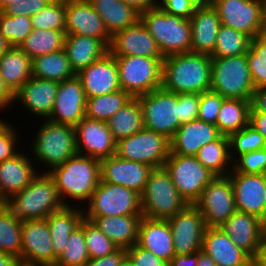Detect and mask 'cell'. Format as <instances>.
Instances as JSON below:
<instances>
[{
    "label": "cell",
    "mask_w": 266,
    "mask_h": 266,
    "mask_svg": "<svg viewBox=\"0 0 266 266\" xmlns=\"http://www.w3.org/2000/svg\"><path fill=\"white\" fill-rule=\"evenodd\" d=\"M211 63L210 55L191 51L164 57L161 87L176 94L210 90Z\"/></svg>",
    "instance_id": "1"
},
{
    "label": "cell",
    "mask_w": 266,
    "mask_h": 266,
    "mask_svg": "<svg viewBox=\"0 0 266 266\" xmlns=\"http://www.w3.org/2000/svg\"><path fill=\"white\" fill-rule=\"evenodd\" d=\"M45 172L53 179L65 206H73L65 198L89 202L101 181L100 160L79 154Z\"/></svg>",
    "instance_id": "2"
},
{
    "label": "cell",
    "mask_w": 266,
    "mask_h": 266,
    "mask_svg": "<svg viewBox=\"0 0 266 266\" xmlns=\"http://www.w3.org/2000/svg\"><path fill=\"white\" fill-rule=\"evenodd\" d=\"M41 173L22 191L5 201V205L21 221L45 219L65 207L51 176L47 172Z\"/></svg>",
    "instance_id": "3"
},
{
    "label": "cell",
    "mask_w": 266,
    "mask_h": 266,
    "mask_svg": "<svg viewBox=\"0 0 266 266\" xmlns=\"http://www.w3.org/2000/svg\"><path fill=\"white\" fill-rule=\"evenodd\" d=\"M140 21L156 40L163 57L190 52V19L167 14L156 7L141 12Z\"/></svg>",
    "instance_id": "4"
},
{
    "label": "cell",
    "mask_w": 266,
    "mask_h": 266,
    "mask_svg": "<svg viewBox=\"0 0 266 266\" xmlns=\"http://www.w3.org/2000/svg\"><path fill=\"white\" fill-rule=\"evenodd\" d=\"M31 143L32 156L48 165V171L77 154L75 127L49 119H44Z\"/></svg>",
    "instance_id": "5"
},
{
    "label": "cell",
    "mask_w": 266,
    "mask_h": 266,
    "mask_svg": "<svg viewBox=\"0 0 266 266\" xmlns=\"http://www.w3.org/2000/svg\"><path fill=\"white\" fill-rule=\"evenodd\" d=\"M187 205L165 167L154 168L141 194L142 216L168 220Z\"/></svg>",
    "instance_id": "6"
},
{
    "label": "cell",
    "mask_w": 266,
    "mask_h": 266,
    "mask_svg": "<svg viewBox=\"0 0 266 266\" xmlns=\"http://www.w3.org/2000/svg\"><path fill=\"white\" fill-rule=\"evenodd\" d=\"M247 62V54L212 57L211 87L224 98L251 101L255 91Z\"/></svg>",
    "instance_id": "7"
},
{
    "label": "cell",
    "mask_w": 266,
    "mask_h": 266,
    "mask_svg": "<svg viewBox=\"0 0 266 266\" xmlns=\"http://www.w3.org/2000/svg\"><path fill=\"white\" fill-rule=\"evenodd\" d=\"M163 59L142 56L115 57L121 89L136 98L161 88Z\"/></svg>",
    "instance_id": "8"
},
{
    "label": "cell",
    "mask_w": 266,
    "mask_h": 266,
    "mask_svg": "<svg viewBox=\"0 0 266 266\" xmlns=\"http://www.w3.org/2000/svg\"><path fill=\"white\" fill-rule=\"evenodd\" d=\"M87 203L84 217L142 215L141 195L121 185L100 181Z\"/></svg>",
    "instance_id": "9"
},
{
    "label": "cell",
    "mask_w": 266,
    "mask_h": 266,
    "mask_svg": "<svg viewBox=\"0 0 266 266\" xmlns=\"http://www.w3.org/2000/svg\"><path fill=\"white\" fill-rule=\"evenodd\" d=\"M164 167L188 205H194L202 190L216 177L196 156L191 155L170 153Z\"/></svg>",
    "instance_id": "10"
},
{
    "label": "cell",
    "mask_w": 266,
    "mask_h": 266,
    "mask_svg": "<svg viewBox=\"0 0 266 266\" xmlns=\"http://www.w3.org/2000/svg\"><path fill=\"white\" fill-rule=\"evenodd\" d=\"M136 98L142 108L144 128L171 139L181 125L178 94L161 87Z\"/></svg>",
    "instance_id": "11"
},
{
    "label": "cell",
    "mask_w": 266,
    "mask_h": 266,
    "mask_svg": "<svg viewBox=\"0 0 266 266\" xmlns=\"http://www.w3.org/2000/svg\"><path fill=\"white\" fill-rule=\"evenodd\" d=\"M115 154L122 159L145 163L153 168L164 167L170 154V139L143 128L130 137L118 140Z\"/></svg>",
    "instance_id": "12"
},
{
    "label": "cell",
    "mask_w": 266,
    "mask_h": 266,
    "mask_svg": "<svg viewBox=\"0 0 266 266\" xmlns=\"http://www.w3.org/2000/svg\"><path fill=\"white\" fill-rule=\"evenodd\" d=\"M194 205L201 212L206 227H220L237 211L230 177L216 176Z\"/></svg>",
    "instance_id": "13"
},
{
    "label": "cell",
    "mask_w": 266,
    "mask_h": 266,
    "mask_svg": "<svg viewBox=\"0 0 266 266\" xmlns=\"http://www.w3.org/2000/svg\"><path fill=\"white\" fill-rule=\"evenodd\" d=\"M221 24L255 38L262 29L264 0H210Z\"/></svg>",
    "instance_id": "14"
},
{
    "label": "cell",
    "mask_w": 266,
    "mask_h": 266,
    "mask_svg": "<svg viewBox=\"0 0 266 266\" xmlns=\"http://www.w3.org/2000/svg\"><path fill=\"white\" fill-rule=\"evenodd\" d=\"M21 263L55 266V254L46 218L22 221Z\"/></svg>",
    "instance_id": "15"
},
{
    "label": "cell",
    "mask_w": 266,
    "mask_h": 266,
    "mask_svg": "<svg viewBox=\"0 0 266 266\" xmlns=\"http://www.w3.org/2000/svg\"><path fill=\"white\" fill-rule=\"evenodd\" d=\"M175 255H187L202 250L206 229L204 218L195 205H187L168 219Z\"/></svg>",
    "instance_id": "16"
},
{
    "label": "cell",
    "mask_w": 266,
    "mask_h": 266,
    "mask_svg": "<svg viewBox=\"0 0 266 266\" xmlns=\"http://www.w3.org/2000/svg\"><path fill=\"white\" fill-rule=\"evenodd\" d=\"M65 34L94 37L108 48L111 36L103 20L88 0H65Z\"/></svg>",
    "instance_id": "17"
},
{
    "label": "cell",
    "mask_w": 266,
    "mask_h": 266,
    "mask_svg": "<svg viewBox=\"0 0 266 266\" xmlns=\"http://www.w3.org/2000/svg\"><path fill=\"white\" fill-rule=\"evenodd\" d=\"M74 127L77 154L99 160L115 155L116 141L106 122L84 117Z\"/></svg>",
    "instance_id": "18"
},
{
    "label": "cell",
    "mask_w": 266,
    "mask_h": 266,
    "mask_svg": "<svg viewBox=\"0 0 266 266\" xmlns=\"http://www.w3.org/2000/svg\"><path fill=\"white\" fill-rule=\"evenodd\" d=\"M153 169L148 164L125 160L116 154L100 159L102 182L121 185L136 191L140 195L144 191L149 175Z\"/></svg>",
    "instance_id": "19"
},
{
    "label": "cell",
    "mask_w": 266,
    "mask_h": 266,
    "mask_svg": "<svg viewBox=\"0 0 266 266\" xmlns=\"http://www.w3.org/2000/svg\"><path fill=\"white\" fill-rule=\"evenodd\" d=\"M236 209L261 219L266 224L265 180L266 174L230 172Z\"/></svg>",
    "instance_id": "20"
},
{
    "label": "cell",
    "mask_w": 266,
    "mask_h": 266,
    "mask_svg": "<svg viewBox=\"0 0 266 266\" xmlns=\"http://www.w3.org/2000/svg\"><path fill=\"white\" fill-rule=\"evenodd\" d=\"M264 225L258 217L237 210L220 228L254 259L264 247Z\"/></svg>",
    "instance_id": "21"
},
{
    "label": "cell",
    "mask_w": 266,
    "mask_h": 266,
    "mask_svg": "<svg viewBox=\"0 0 266 266\" xmlns=\"http://www.w3.org/2000/svg\"><path fill=\"white\" fill-rule=\"evenodd\" d=\"M86 98L106 95L121 90L115 57L106 53L102 58L79 71Z\"/></svg>",
    "instance_id": "22"
},
{
    "label": "cell",
    "mask_w": 266,
    "mask_h": 266,
    "mask_svg": "<svg viewBox=\"0 0 266 266\" xmlns=\"http://www.w3.org/2000/svg\"><path fill=\"white\" fill-rule=\"evenodd\" d=\"M109 52L114 57L142 56L164 58L156 40L140 20L134 26L120 30L111 36Z\"/></svg>",
    "instance_id": "23"
},
{
    "label": "cell",
    "mask_w": 266,
    "mask_h": 266,
    "mask_svg": "<svg viewBox=\"0 0 266 266\" xmlns=\"http://www.w3.org/2000/svg\"><path fill=\"white\" fill-rule=\"evenodd\" d=\"M86 96L80 79L73 78L59 83L49 120L75 126L85 117Z\"/></svg>",
    "instance_id": "24"
},
{
    "label": "cell",
    "mask_w": 266,
    "mask_h": 266,
    "mask_svg": "<svg viewBox=\"0 0 266 266\" xmlns=\"http://www.w3.org/2000/svg\"><path fill=\"white\" fill-rule=\"evenodd\" d=\"M190 51L211 55L215 48L221 21L217 10L210 2L202 1L190 17Z\"/></svg>",
    "instance_id": "25"
},
{
    "label": "cell",
    "mask_w": 266,
    "mask_h": 266,
    "mask_svg": "<svg viewBox=\"0 0 266 266\" xmlns=\"http://www.w3.org/2000/svg\"><path fill=\"white\" fill-rule=\"evenodd\" d=\"M202 251L209 255L217 266H253V259L220 227H206Z\"/></svg>",
    "instance_id": "26"
},
{
    "label": "cell",
    "mask_w": 266,
    "mask_h": 266,
    "mask_svg": "<svg viewBox=\"0 0 266 266\" xmlns=\"http://www.w3.org/2000/svg\"><path fill=\"white\" fill-rule=\"evenodd\" d=\"M59 82L31 77L15 94L20 103L37 117L48 119L53 110Z\"/></svg>",
    "instance_id": "27"
},
{
    "label": "cell",
    "mask_w": 266,
    "mask_h": 266,
    "mask_svg": "<svg viewBox=\"0 0 266 266\" xmlns=\"http://www.w3.org/2000/svg\"><path fill=\"white\" fill-rule=\"evenodd\" d=\"M221 136L216 125L199 118L181 124L170 139V153L195 156L207 143L214 142Z\"/></svg>",
    "instance_id": "28"
},
{
    "label": "cell",
    "mask_w": 266,
    "mask_h": 266,
    "mask_svg": "<svg viewBox=\"0 0 266 266\" xmlns=\"http://www.w3.org/2000/svg\"><path fill=\"white\" fill-rule=\"evenodd\" d=\"M137 244L168 264L175 256L173 235L168 220L142 216Z\"/></svg>",
    "instance_id": "29"
},
{
    "label": "cell",
    "mask_w": 266,
    "mask_h": 266,
    "mask_svg": "<svg viewBox=\"0 0 266 266\" xmlns=\"http://www.w3.org/2000/svg\"><path fill=\"white\" fill-rule=\"evenodd\" d=\"M24 152L0 162V196L7 201L15 193L22 191L39 173L32 160Z\"/></svg>",
    "instance_id": "30"
},
{
    "label": "cell",
    "mask_w": 266,
    "mask_h": 266,
    "mask_svg": "<svg viewBox=\"0 0 266 266\" xmlns=\"http://www.w3.org/2000/svg\"><path fill=\"white\" fill-rule=\"evenodd\" d=\"M63 50L76 74L109 52L101 40L82 35H66Z\"/></svg>",
    "instance_id": "31"
},
{
    "label": "cell",
    "mask_w": 266,
    "mask_h": 266,
    "mask_svg": "<svg viewBox=\"0 0 266 266\" xmlns=\"http://www.w3.org/2000/svg\"><path fill=\"white\" fill-rule=\"evenodd\" d=\"M85 218L91 220L118 248L128 249L137 243L142 215Z\"/></svg>",
    "instance_id": "32"
},
{
    "label": "cell",
    "mask_w": 266,
    "mask_h": 266,
    "mask_svg": "<svg viewBox=\"0 0 266 266\" xmlns=\"http://www.w3.org/2000/svg\"><path fill=\"white\" fill-rule=\"evenodd\" d=\"M99 14L106 30L116 32L134 26L140 20V12L122 0H88Z\"/></svg>",
    "instance_id": "33"
},
{
    "label": "cell",
    "mask_w": 266,
    "mask_h": 266,
    "mask_svg": "<svg viewBox=\"0 0 266 266\" xmlns=\"http://www.w3.org/2000/svg\"><path fill=\"white\" fill-rule=\"evenodd\" d=\"M77 209L75 206H65L46 217L55 254V264L58 257L65 251L70 234L80 226L84 218V211H82L84 209L78 207Z\"/></svg>",
    "instance_id": "34"
},
{
    "label": "cell",
    "mask_w": 266,
    "mask_h": 266,
    "mask_svg": "<svg viewBox=\"0 0 266 266\" xmlns=\"http://www.w3.org/2000/svg\"><path fill=\"white\" fill-rule=\"evenodd\" d=\"M0 74L15 94L32 77V59L20 47H11L0 57Z\"/></svg>",
    "instance_id": "35"
},
{
    "label": "cell",
    "mask_w": 266,
    "mask_h": 266,
    "mask_svg": "<svg viewBox=\"0 0 266 266\" xmlns=\"http://www.w3.org/2000/svg\"><path fill=\"white\" fill-rule=\"evenodd\" d=\"M251 101L225 98L219 110L216 127L221 135L230 136L249 124Z\"/></svg>",
    "instance_id": "36"
},
{
    "label": "cell",
    "mask_w": 266,
    "mask_h": 266,
    "mask_svg": "<svg viewBox=\"0 0 266 266\" xmlns=\"http://www.w3.org/2000/svg\"><path fill=\"white\" fill-rule=\"evenodd\" d=\"M76 75L65 51H56L32 59V76L63 82Z\"/></svg>",
    "instance_id": "37"
},
{
    "label": "cell",
    "mask_w": 266,
    "mask_h": 266,
    "mask_svg": "<svg viewBox=\"0 0 266 266\" xmlns=\"http://www.w3.org/2000/svg\"><path fill=\"white\" fill-rule=\"evenodd\" d=\"M107 124L116 142L142 130L144 119L138 99L132 98L128 101L109 119Z\"/></svg>",
    "instance_id": "38"
},
{
    "label": "cell",
    "mask_w": 266,
    "mask_h": 266,
    "mask_svg": "<svg viewBox=\"0 0 266 266\" xmlns=\"http://www.w3.org/2000/svg\"><path fill=\"white\" fill-rule=\"evenodd\" d=\"M196 158L215 176H228L233 167L229 137L221 135L217 140L202 146ZM230 166V170H228Z\"/></svg>",
    "instance_id": "39"
},
{
    "label": "cell",
    "mask_w": 266,
    "mask_h": 266,
    "mask_svg": "<svg viewBox=\"0 0 266 266\" xmlns=\"http://www.w3.org/2000/svg\"><path fill=\"white\" fill-rule=\"evenodd\" d=\"M65 32L55 29H33L20 48L31 58L61 51L64 47Z\"/></svg>",
    "instance_id": "40"
},
{
    "label": "cell",
    "mask_w": 266,
    "mask_h": 266,
    "mask_svg": "<svg viewBox=\"0 0 266 266\" xmlns=\"http://www.w3.org/2000/svg\"><path fill=\"white\" fill-rule=\"evenodd\" d=\"M132 97L124 90L114 93L86 98L85 117L108 122Z\"/></svg>",
    "instance_id": "41"
},
{
    "label": "cell",
    "mask_w": 266,
    "mask_h": 266,
    "mask_svg": "<svg viewBox=\"0 0 266 266\" xmlns=\"http://www.w3.org/2000/svg\"><path fill=\"white\" fill-rule=\"evenodd\" d=\"M22 221L4 204L0 206V252L21 260Z\"/></svg>",
    "instance_id": "42"
},
{
    "label": "cell",
    "mask_w": 266,
    "mask_h": 266,
    "mask_svg": "<svg viewBox=\"0 0 266 266\" xmlns=\"http://www.w3.org/2000/svg\"><path fill=\"white\" fill-rule=\"evenodd\" d=\"M252 37L233 28L220 25L211 57H232L247 54Z\"/></svg>",
    "instance_id": "43"
},
{
    "label": "cell",
    "mask_w": 266,
    "mask_h": 266,
    "mask_svg": "<svg viewBox=\"0 0 266 266\" xmlns=\"http://www.w3.org/2000/svg\"><path fill=\"white\" fill-rule=\"evenodd\" d=\"M89 259L85 244L83 218L80 226L70 234L65 251L58 257L55 266H84Z\"/></svg>",
    "instance_id": "44"
},
{
    "label": "cell",
    "mask_w": 266,
    "mask_h": 266,
    "mask_svg": "<svg viewBox=\"0 0 266 266\" xmlns=\"http://www.w3.org/2000/svg\"><path fill=\"white\" fill-rule=\"evenodd\" d=\"M65 16V0H51L41 11L30 17L32 28L65 32Z\"/></svg>",
    "instance_id": "45"
},
{
    "label": "cell",
    "mask_w": 266,
    "mask_h": 266,
    "mask_svg": "<svg viewBox=\"0 0 266 266\" xmlns=\"http://www.w3.org/2000/svg\"><path fill=\"white\" fill-rule=\"evenodd\" d=\"M32 30L30 17L10 16L4 11H0V33L11 47H20Z\"/></svg>",
    "instance_id": "46"
},
{
    "label": "cell",
    "mask_w": 266,
    "mask_h": 266,
    "mask_svg": "<svg viewBox=\"0 0 266 266\" xmlns=\"http://www.w3.org/2000/svg\"><path fill=\"white\" fill-rule=\"evenodd\" d=\"M247 62L254 87H266V37L259 35L252 39Z\"/></svg>",
    "instance_id": "47"
},
{
    "label": "cell",
    "mask_w": 266,
    "mask_h": 266,
    "mask_svg": "<svg viewBox=\"0 0 266 266\" xmlns=\"http://www.w3.org/2000/svg\"><path fill=\"white\" fill-rule=\"evenodd\" d=\"M229 142L232 161L236 159V156L238 157L241 154L266 148L264 137L250 124L238 132L231 134L229 136Z\"/></svg>",
    "instance_id": "48"
},
{
    "label": "cell",
    "mask_w": 266,
    "mask_h": 266,
    "mask_svg": "<svg viewBox=\"0 0 266 266\" xmlns=\"http://www.w3.org/2000/svg\"><path fill=\"white\" fill-rule=\"evenodd\" d=\"M85 244L90 258H101L118 247L91 220L84 217Z\"/></svg>",
    "instance_id": "49"
},
{
    "label": "cell",
    "mask_w": 266,
    "mask_h": 266,
    "mask_svg": "<svg viewBox=\"0 0 266 266\" xmlns=\"http://www.w3.org/2000/svg\"><path fill=\"white\" fill-rule=\"evenodd\" d=\"M231 172L266 174V148L247 152L236 157Z\"/></svg>",
    "instance_id": "50"
},
{
    "label": "cell",
    "mask_w": 266,
    "mask_h": 266,
    "mask_svg": "<svg viewBox=\"0 0 266 266\" xmlns=\"http://www.w3.org/2000/svg\"><path fill=\"white\" fill-rule=\"evenodd\" d=\"M225 98L212 90L203 91L199 94V119L216 125L219 110L221 109L222 102Z\"/></svg>",
    "instance_id": "51"
},
{
    "label": "cell",
    "mask_w": 266,
    "mask_h": 266,
    "mask_svg": "<svg viewBox=\"0 0 266 266\" xmlns=\"http://www.w3.org/2000/svg\"><path fill=\"white\" fill-rule=\"evenodd\" d=\"M17 132V133H16ZM18 131L0 118V162L12 158L17 151Z\"/></svg>",
    "instance_id": "52"
},
{
    "label": "cell",
    "mask_w": 266,
    "mask_h": 266,
    "mask_svg": "<svg viewBox=\"0 0 266 266\" xmlns=\"http://www.w3.org/2000/svg\"><path fill=\"white\" fill-rule=\"evenodd\" d=\"M199 93L178 94V111L180 124L193 121L198 117Z\"/></svg>",
    "instance_id": "53"
},
{
    "label": "cell",
    "mask_w": 266,
    "mask_h": 266,
    "mask_svg": "<svg viewBox=\"0 0 266 266\" xmlns=\"http://www.w3.org/2000/svg\"><path fill=\"white\" fill-rule=\"evenodd\" d=\"M159 7L167 14L190 19L202 0H159Z\"/></svg>",
    "instance_id": "54"
},
{
    "label": "cell",
    "mask_w": 266,
    "mask_h": 266,
    "mask_svg": "<svg viewBox=\"0 0 266 266\" xmlns=\"http://www.w3.org/2000/svg\"><path fill=\"white\" fill-rule=\"evenodd\" d=\"M51 0H18L3 11L10 16L31 17L41 11Z\"/></svg>",
    "instance_id": "55"
},
{
    "label": "cell",
    "mask_w": 266,
    "mask_h": 266,
    "mask_svg": "<svg viewBox=\"0 0 266 266\" xmlns=\"http://www.w3.org/2000/svg\"><path fill=\"white\" fill-rule=\"evenodd\" d=\"M127 257L136 266H168V263L155 256L150 251L140 247L137 243L126 249Z\"/></svg>",
    "instance_id": "56"
},
{
    "label": "cell",
    "mask_w": 266,
    "mask_h": 266,
    "mask_svg": "<svg viewBox=\"0 0 266 266\" xmlns=\"http://www.w3.org/2000/svg\"><path fill=\"white\" fill-rule=\"evenodd\" d=\"M126 257V249L118 248L113 253L104 257L90 258L84 266H121Z\"/></svg>",
    "instance_id": "57"
},
{
    "label": "cell",
    "mask_w": 266,
    "mask_h": 266,
    "mask_svg": "<svg viewBox=\"0 0 266 266\" xmlns=\"http://www.w3.org/2000/svg\"><path fill=\"white\" fill-rule=\"evenodd\" d=\"M250 112L266 113V87L255 89L251 99Z\"/></svg>",
    "instance_id": "58"
},
{
    "label": "cell",
    "mask_w": 266,
    "mask_h": 266,
    "mask_svg": "<svg viewBox=\"0 0 266 266\" xmlns=\"http://www.w3.org/2000/svg\"><path fill=\"white\" fill-rule=\"evenodd\" d=\"M249 124L254 127L266 141V113L250 112Z\"/></svg>",
    "instance_id": "59"
},
{
    "label": "cell",
    "mask_w": 266,
    "mask_h": 266,
    "mask_svg": "<svg viewBox=\"0 0 266 266\" xmlns=\"http://www.w3.org/2000/svg\"><path fill=\"white\" fill-rule=\"evenodd\" d=\"M198 252L187 255H175L168 266H197Z\"/></svg>",
    "instance_id": "60"
},
{
    "label": "cell",
    "mask_w": 266,
    "mask_h": 266,
    "mask_svg": "<svg viewBox=\"0 0 266 266\" xmlns=\"http://www.w3.org/2000/svg\"><path fill=\"white\" fill-rule=\"evenodd\" d=\"M14 102V94L5 85L2 76L0 74V110L12 106Z\"/></svg>",
    "instance_id": "61"
},
{
    "label": "cell",
    "mask_w": 266,
    "mask_h": 266,
    "mask_svg": "<svg viewBox=\"0 0 266 266\" xmlns=\"http://www.w3.org/2000/svg\"><path fill=\"white\" fill-rule=\"evenodd\" d=\"M126 4L133 6L140 13L147 9L159 7L158 0H122Z\"/></svg>",
    "instance_id": "62"
},
{
    "label": "cell",
    "mask_w": 266,
    "mask_h": 266,
    "mask_svg": "<svg viewBox=\"0 0 266 266\" xmlns=\"http://www.w3.org/2000/svg\"><path fill=\"white\" fill-rule=\"evenodd\" d=\"M21 260L6 253L0 252V266H19Z\"/></svg>",
    "instance_id": "63"
},
{
    "label": "cell",
    "mask_w": 266,
    "mask_h": 266,
    "mask_svg": "<svg viewBox=\"0 0 266 266\" xmlns=\"http://www.w3.org/2000/svg\"><path fill=\"white\" fill-rule=\"evenodd\" d=\"M197 266H217L213 259L207 255L204 251H198Z\"/></svg>",
    "instance_id": "64"
},
{
    "label": "cell",
    "mask_w": 266,
    "mask_h": 266,
    "mask_svg": "<svg viewBox=\"0 0 266 266\" xmlns=\"http://www.w3.org/2000/svg\"><path fill=\"white\" fill-rule=\"evenodd\" d=\"M253 266H266V248L263 249L253 259Z\"/></svg>",
    "instance_id": "65"
},
{
    "label": "cell",
    "mask_w": 266,
    "mask_h": 266,
    "mask_svg": "<svg viewBox=\"0 0 266 266\" xmlns=\"http://www.w3.org/2000/svg\"><path fill=\"white\" fill-rule=\"evenodd\" d=\"M11 48L9 42L0 33V57Z\"/></svg>",
    "instance_id": "66"
},
{
    "label": "cell",
    "mask_w": 266,
    "mask_h": 266,
    "mask_svg": "<svg viewBox=\"0 0 266 266\" xmlns=\"http://www.w3.org/2000/svg\"><path fill=\"white\" fill-rule=\"evenodd\" d=\"M260 35L266 37V1L263 6L262 29Z\"/></svg>",
    "instance_id": "67"
},
{
    "label": "cell",
    "mask_w": 266,
    "mask_h": 266,
    "mask_svg": "<svg viewBox=\"0 0 266 266\" xmlns=\"http://www.w3.org/2000/svg\"><path fill=\"white\" fill-rule=\"evenodd\" d=\"M18 0H0V11H3L10 4H14Z\"/></svg>",
    "instance_id": "68"
},
{
    "label": "cell",
    "mask_w": 266,
    "mask_h": 266,
    "mask_svg": "<svg viewBox=\"0 0 266 266\" xmlns=\"http://www.w3.org/2000/svg\"><path fill=\"white\" fill-rule=\"evenodd\" d=\"M121 266H136V265L128 257H126Z\"/></svg>",
    "instance_id": "69"
},
{
    "label": "cell",
    "mask_w": 266,
    "mask_h": 266,
    "mask_svg": "<svg viewBox=\"0 0 266 266\" xmlns=\"http://www.w3.org/2000/svg\"><path fill=\"white\" fill-rule=\"evenodd\" d=\"M264 247L266 248V224L264 225Z\"/></svg>",
    "instance_id": "70"
},
{
    "label": "cell",
    "mask_w": 266,
    "mask_h": 266,
    "mask_svg": "<svg viewBox=\"0 0 266 266\" xmlns=\"http://www.w3.org/2000/svg\"><path fill=\"white\" fill-rule=\"evenodd\" d=\"M5 204V201L1 198V196H0V206L1 205H4Z\"/></svg>",
    "instance_id": "71"
},
{
    "label": "cell",
    "mask_w": 266,
    "mask_h": 266,
    "mask_svg": "<svg viewBox=\"0 0 266 266\" xmlns=\"http://www.w3.org/2000/svg\"><path fill=\"white\" fill-rule=\"evenodd\" d=\"M19 266H36V265H27V264L21 263Z\"/></svg>",
    "instance_id": "72"
},
{
    "label": "cell",
    "mask_w": 266,
    "mask_h": 266,
    "mask_svg": "<svg viewBox=\"0 0 266 266\" xmlns=\"http://www.w3.org/2000/svg\"><path fill=\"white\" fill-rule=\"evenodd\" d=\"M264 194H265V202H266V180H265V192H264Z\"/></svg>",
    "instance_id": "73"
}]
</instances>
